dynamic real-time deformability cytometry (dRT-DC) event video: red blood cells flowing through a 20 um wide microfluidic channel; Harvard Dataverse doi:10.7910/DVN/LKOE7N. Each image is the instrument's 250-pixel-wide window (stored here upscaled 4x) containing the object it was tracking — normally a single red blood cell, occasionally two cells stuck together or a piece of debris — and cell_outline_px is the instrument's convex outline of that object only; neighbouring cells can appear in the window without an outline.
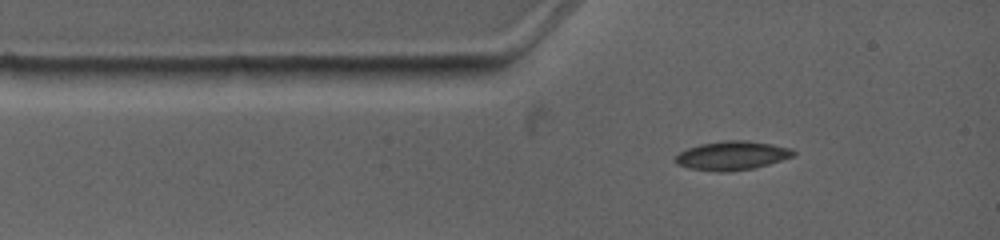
{"species": "common noctule bat (a hibernating species)", "species_latin": "Nyctalus noctula", "temperature_condition": "warm", "stored_images_in_passage": 3, "camera_frame_rate_fps": 4500, "um_per_image_px": 0.085, "animal": {"sex": "female", "body_mass_g": 19.0, "forearm_length_mm": 53.3}, "frame": {"image": 1, "passage_image": 2, "time_ms": 0.889, "image_size_px": [1000, 240], "cell_outline_px": [[796, 152], [792, 156], [768, 164], [752, 168], [724, 172], [720, 172], [688, 168], [676, 164], [672, 160], [680, 152], [688, 148], [700, 144], [724, 140], [744, 140], [772, 144], [792, 148]], "centroid_in_image_um": [62.18, 13.22], "position_along_channel_um": 22.8, "area_um2": 19.77}}